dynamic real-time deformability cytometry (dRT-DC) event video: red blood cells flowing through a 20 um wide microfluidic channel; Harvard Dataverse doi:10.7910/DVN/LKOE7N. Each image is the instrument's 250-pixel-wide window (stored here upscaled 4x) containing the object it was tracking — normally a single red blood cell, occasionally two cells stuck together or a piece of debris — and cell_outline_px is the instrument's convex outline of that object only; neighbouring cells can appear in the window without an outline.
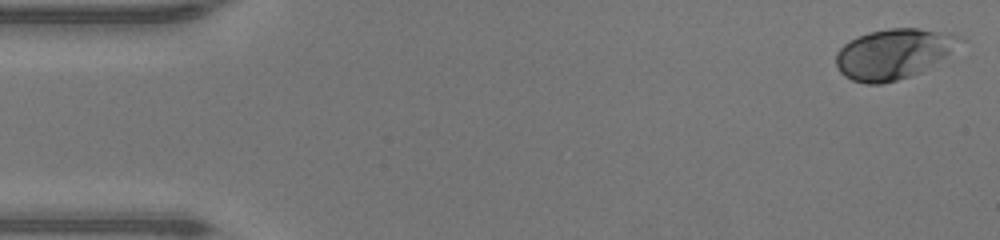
{"species": "human", "species_latin": "Homo sapiens", "temperature_condition": "warm", "stored_images_in_passage": 47, "camera_frame_rate_fps": 3000, "um_per_image_px": 0.085, "donor": {"sex": "male"}, "frame": {"image": 1, "passage_image": 1, "time_ms": 0.0, "image_size_px": [1000, 240], "cell_outline_px": [[968, 40], [920, 72], [896, 80], [880, 84], [868, 84], [852, 80], [844, 76], [840, 72], [836, 64], [836, 52], [848, 40], [868, 32], [888, 28], [920, 28], [952, 32], [964, 36]], "centroid_in_image_um": [75.98, 4.54], "position_along_channel_um": 9.0, "area_um2": 36.47}}
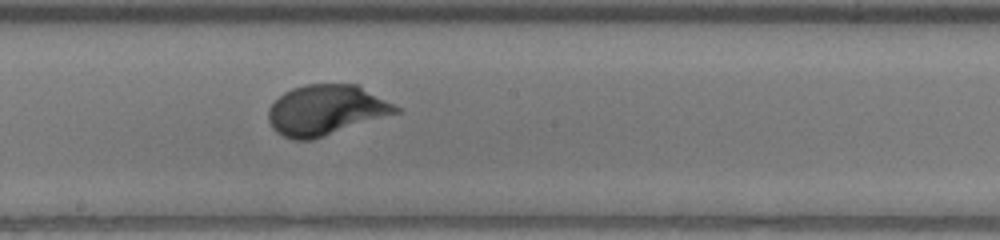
{"frame": {"image": 2, "passage_image": 25, "time_ms": 8.0, "image_size_px": [1000, 240], "cell_outline_px": [[404, 108], [400, 112], [312, 140], [292, 140], [276, 132], [272, 128], [268, 120], [268, 108], [284, 92], [292, 88], [304, 84], [356, 84]], "centroid_in_image_um": [27.72, 9.36], "position_along_channel_um": 220.5, "area_um2": 37.51}}
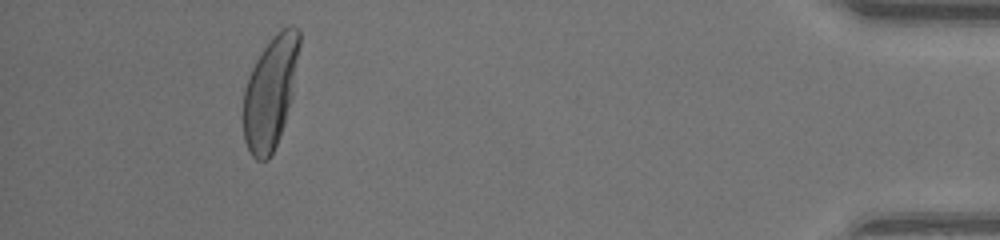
{"frame": {"image": 3, "passage_image": 43, "time_ms": 14.0, "image_size_px": [1000, 240], "cell_outline_px": [[300, 44], [292, 96], [284, 124], [280, 136], [268, 160], [256, 160], [252, 156], [244, 140], [244, 88], [248, 76], [260, 52], [272, 36], [276, 32], [288, 24], [292, 24], [300, 28]], "centroid_in_image_um": [22.99, 7.79], "position_along_channel_um": 412.2, "area_um2": 36.65}, "authors_computed_cell_mechanics": {"area_um2": 36.0094, "velocity_mm_per_s": 4.3663, "shape_relaxation_time_tau1_ms": 2.421, "shape_relaxation_time_tau2_ms": null, "deformation_change_tau1": 0.1722, "deformation_change_tau2": null}}